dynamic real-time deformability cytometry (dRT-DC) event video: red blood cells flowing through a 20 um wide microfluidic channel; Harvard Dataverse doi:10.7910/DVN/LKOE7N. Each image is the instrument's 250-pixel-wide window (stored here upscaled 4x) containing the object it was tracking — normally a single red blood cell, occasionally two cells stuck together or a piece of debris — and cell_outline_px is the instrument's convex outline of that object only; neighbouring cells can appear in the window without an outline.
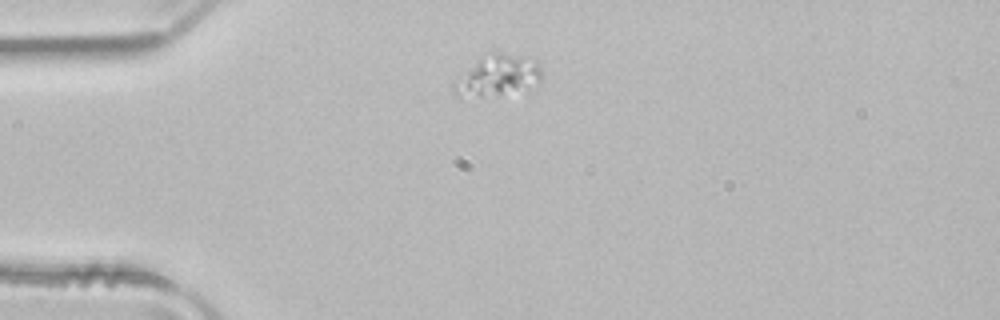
{"species": "common noctule bat (a hibernating species)", "species_latin": "Nyctalus noctula", "temperature_condition": "room temperature", "stored_images_in_passage": 8, "camera_frame_rate_fps": 3000, "um_per_image_px": 0.085, "animal": {"sex": "male", "body_mass_g": 21.5, "forearm_length_mm": 52.0}, "frame": {"image": 1, "passage_image": 4, "time_ms": 1.0, "image_size_px": [1000, 320], "cell_outline_px": [[540, 80], [500, 92], [460, 100], [452, 92], [452, 84], [480, 56], [492, 52], [500, 52], [532, 56], [540, 64]], "centroid_in_image_um": [42.18, 6.36], "position_along_channel_um": 42.8, "area_um2": 20.35}}
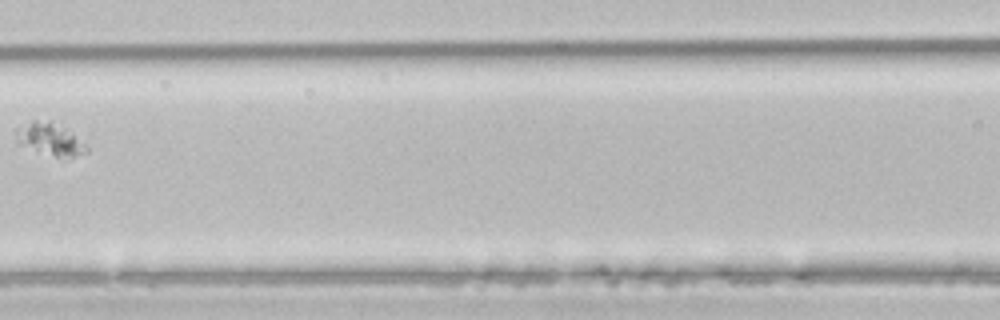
{"frame": {"image": 2, "passage_image": 7, "time_ms": 2.0, "image_size_px": [1000, 320], "cell_outline_px": [[88, 152], [72, 156], [56, 156], [16, 144], [16, 128], [32, 120], [60, 120], [88, 148]], "centroid_in_image_um": [4.24, 11.75], "position_along_channel_um": 162.4, "area_um2": 13.47}}
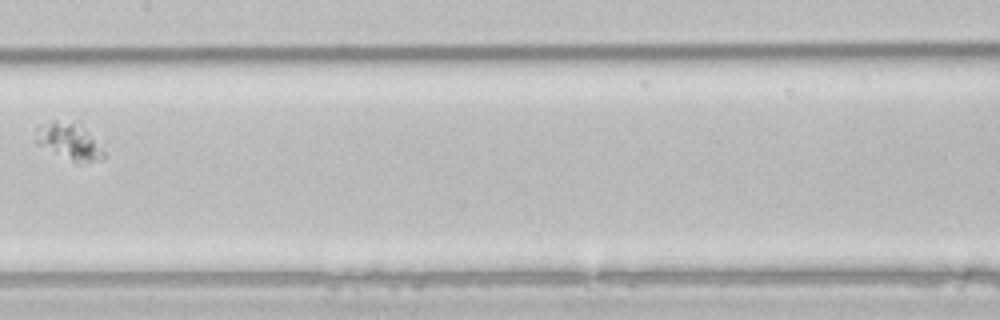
{"frame": {"image": 3, "passage_image": 8, "time_ms": 2.333, "image_size_px": [1000, 320], "cell_outline_px": [[104, 160], [72, 160], [36, 144], [36, 128], [52, 120], [56, 120], [80, 124], [104, 152]], "centroid_in_image_um": [5.83, 11.98], "position_along_channel_um": 201.6, "area_um2": 13.64}}